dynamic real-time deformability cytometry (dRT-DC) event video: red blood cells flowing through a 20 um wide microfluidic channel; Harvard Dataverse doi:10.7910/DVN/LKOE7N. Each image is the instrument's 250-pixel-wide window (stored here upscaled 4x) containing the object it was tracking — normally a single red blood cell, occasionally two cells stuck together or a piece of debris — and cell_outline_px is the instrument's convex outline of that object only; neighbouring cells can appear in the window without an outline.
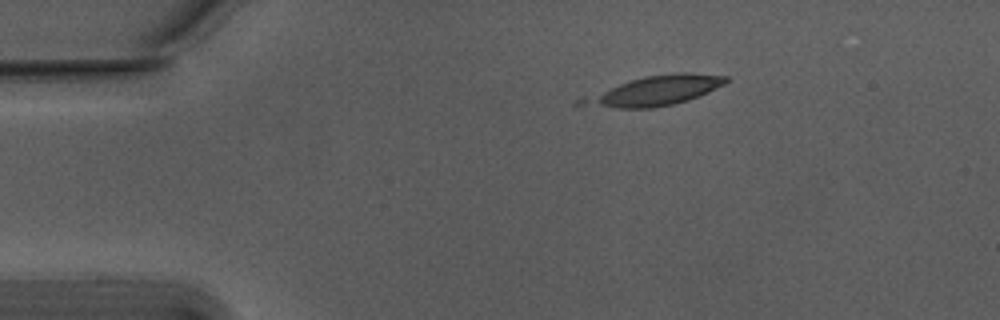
{"species": "Egyptian fruit bat (a non-hibernating species)", "species_latin": "Rousettus aegyptiacus", "temperature_condition": "warm", "stored_images_in_passage": 16, "camera_frame_rate_fps": 3000, "um_per_image_px": 0.085, "animal": {"sex": "male"}, "frame": {"image": 1, "passage_image": 1, "time_ms": 0.0, "image_size_px": [1000, 320], "cell_outline_px": [[728, 80], [724, 84], [700, 96], [688, 100], [672, 104], [652, 108], [620, 108], [576, 104], [576, 100], [580, 96], [644, 76], [680, 72], [688, 72], [728, 76]], "centroid_in_image_um": [55.61, 7.71], "position_along_channel_um": 29.4, "area_um2": 24.85}}
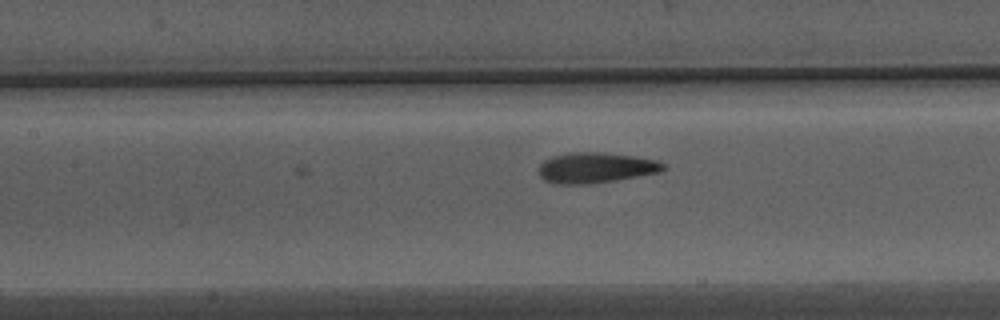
{"frame": {"image": 2, "passage_image": 16, "time_ms": 5.0, "image_size_px": [1000, 320], "cell_outline_px": [[664, 168], [660, 172], [612, 180], [584, 184], [560, 184], [544, 180], [540, 176], [540, 164], [544, 160], [552, 156], [568, 152], [604, 152], [632, 156], [656, 160], [664, 164]], "centroid_in_image_um": [50.59, 14.24], "position_along_channel_um": 156.8, "area_um2": 21.79}}